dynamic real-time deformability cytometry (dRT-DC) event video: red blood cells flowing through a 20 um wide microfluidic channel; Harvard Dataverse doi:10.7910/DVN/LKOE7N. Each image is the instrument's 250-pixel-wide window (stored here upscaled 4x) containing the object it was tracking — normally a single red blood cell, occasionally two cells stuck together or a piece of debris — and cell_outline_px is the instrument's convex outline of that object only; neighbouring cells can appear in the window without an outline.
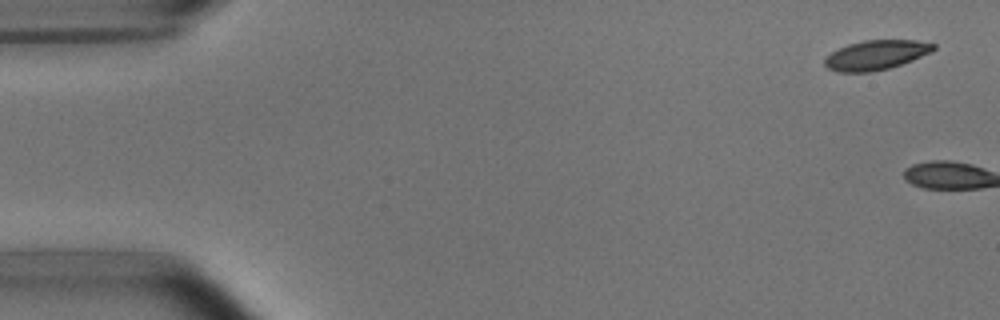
{"species": "common noctule bat (a hibernating species)", "species_latin": "Nyctalus noctula", "temperature_condition": "room temperature", "stored_images_in_passage": 3, "camera_frame_rate_fps": 3000, "um_per_image_px": 0.085, "animal": {"sex": "male", "body_mass_g": 15.6}, "frame": {"image": 1, "passage_image": 1, "time_ms": 0.0, "image_size_px": [1000, 320], "cell_outline_px": [[936, 48], [932, 52], [912, 60], [888, 68], [872, 72], [840, 72], [828, 68], [824, 64], [824, 60], [832, 52], [848, 44], [864, 40], [916, 40], [936, 44]], "centroid_in_image_um": [74.49, 4.67], "position_along_channel_um": 10.5, "area_um2": 18.61}}